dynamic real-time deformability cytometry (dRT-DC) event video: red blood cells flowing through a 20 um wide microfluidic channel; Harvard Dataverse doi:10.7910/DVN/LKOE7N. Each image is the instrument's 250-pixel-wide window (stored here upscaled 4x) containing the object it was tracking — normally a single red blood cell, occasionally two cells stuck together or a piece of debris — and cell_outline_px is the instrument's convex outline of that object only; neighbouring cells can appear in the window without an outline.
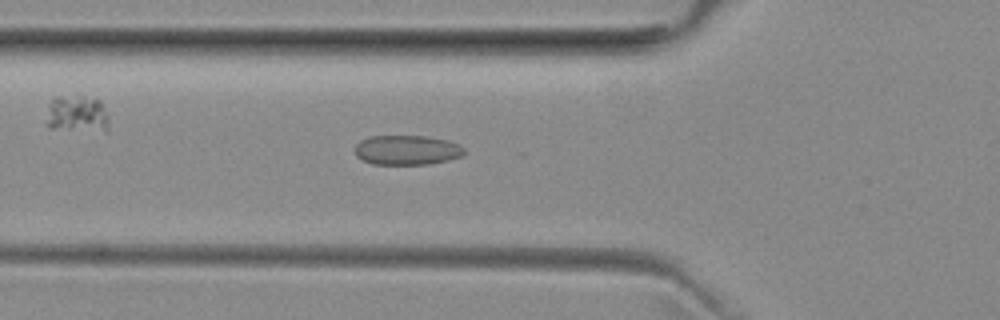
{"species": "common noctule bat (a hibernating species)", "species_latin": "Nyctalus noctula", "temperature_condition": "room temperature", "stored_images_in_passage": 47, "camera_frame_rate_fps": 3000, "um_per_image_px": 0.085, "animal": {"sex": "female", "body_mass_g": 29.2, "forearm_length_mm": 56.3}, "frame": {"image": 1, "passage_image": 18, "time_ms": 5.667, "image_size_px": [1000, 320], "cell_outline_px": [[464, 152], [460, 156], [448, 160], [428, 164], [372, 164], [356, 156], [356, 144], [360, 140], [368, 136], [428, 136], [448, 140], [464, 148]], "centroid_in_image_um": [34.56, 12.74], "position_along_channel_um": 91.2, "area_um2": 18.79}}
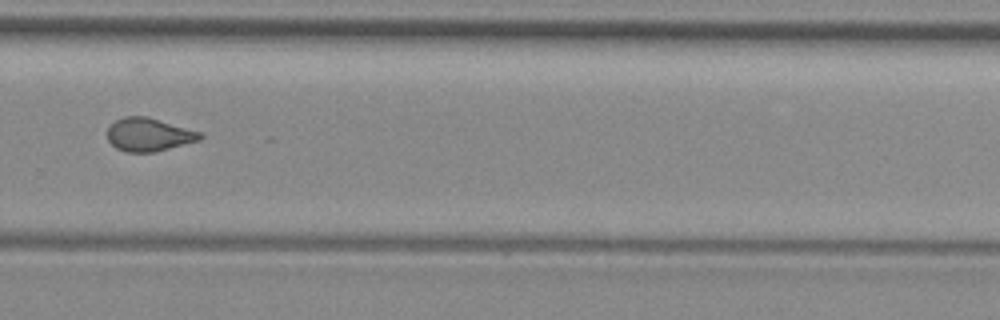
{"frame": {"image": 2, "passage_image": 35, "time_ms": 11.333, "image_size_px": [1000, 320], "cell_outline_px": [[204, 136], [200, 140], [156, 152], [124, 152], [116, 148], [108, 140], [108, 128], [116, 120], [124, 116], [144, 116], [200, 132]], "centroid_in_image_um": [12.63, 11.46], "position_along_channel_um": 317.2, "area_um2": 17.74}}
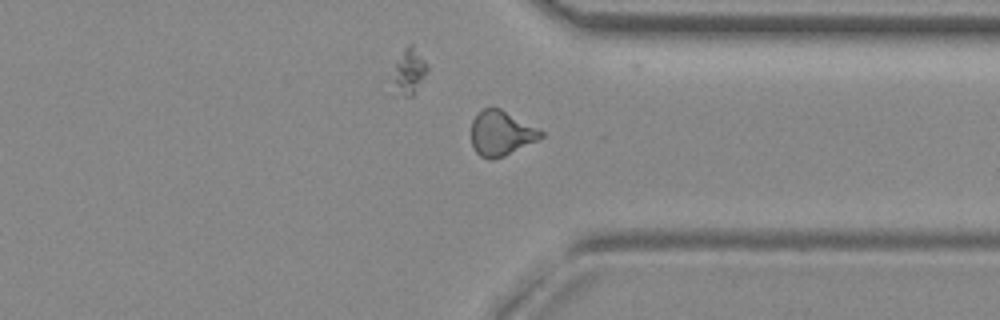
{"frame": {"image": 3, "passage_image": 39, "time_ms": 12.667, "image_size_px": [1000, 320], "cell_outline_px": [[544, 136], [504, 156], [492, 160], [480, 156], [476, 152], [472, 144], [472, 120], [484, 108], [500, 108], [544, 132]], "centroid_in_image_um": [42.58, 11.34], "position_along_channel_um": 368.8, "area_um2": 17.8}, "authors_computed_cell_mechanics": {"area_um2": 18.207, "velocity_mm_per_s": 3.9968, "shape_relaxation_time_tau1_ms": null, "shape_relaxation_time_tau2_ms": 1.6723, "deformation_change_tau1": null, "deformation_change_tau2": 0.065}}